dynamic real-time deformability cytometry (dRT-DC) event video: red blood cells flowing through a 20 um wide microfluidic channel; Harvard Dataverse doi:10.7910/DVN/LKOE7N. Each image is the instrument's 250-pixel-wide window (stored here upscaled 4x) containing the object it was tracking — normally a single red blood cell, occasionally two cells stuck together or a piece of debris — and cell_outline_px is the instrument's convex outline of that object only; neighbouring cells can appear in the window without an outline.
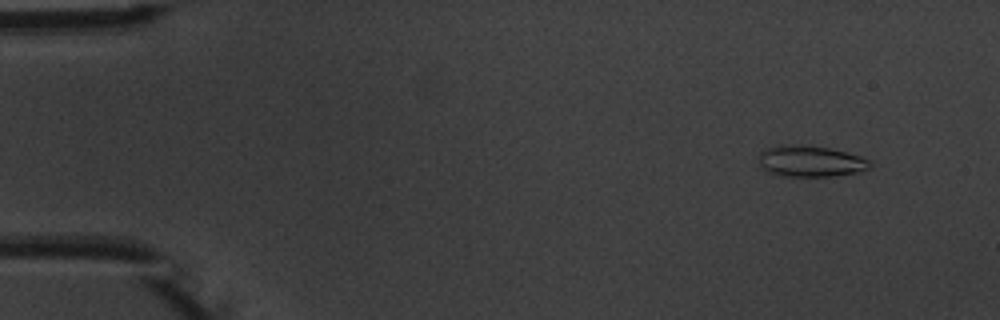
{"species": "common noctule bat (a hibernating species)", "species_latin": "Nyctalus noctula", "temperature_condition": "warm", "stored_images_in_passage": 4, "camera_frame_rate_fps": 3000, "um_per_image_px": 0.085, "animal": {"sex": "male", "body_mass_g": 20.1, "forearm_length_mm": 53.5}, "frame": {"image": 1, "passage_image": 1, "time_ms": 0.0, "image_size_px": [1000, 320], "cell_outline_px": [[872, 164], [868, 168], [860, 172], [832, 176], [784, 176], [768, 172], [760, 164], [760, 152], [768, 148], [780, 144], [804, 144], [828, 148], [860, 156], [868, 160]], "centroid_in_image_um": [68.89, 13.69], "position_along_channel_um": 16.1, "area_um2": 20.11}}
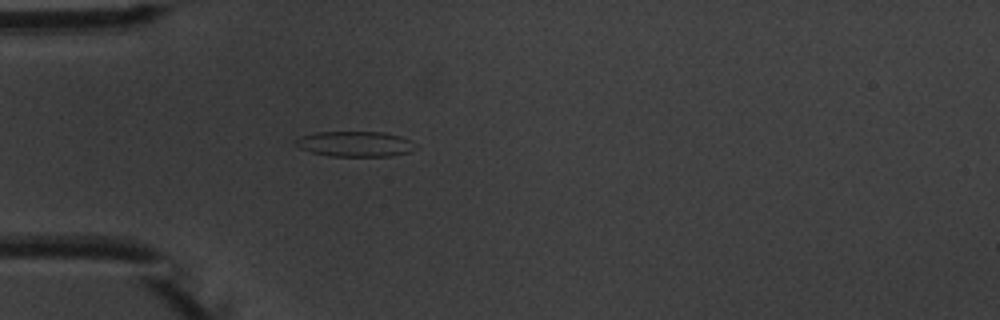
{"frame": {"image": 2, "passage_image": 4, "time_ms": 3.667, "image_size_px": [1000, 320], "cell_outline_px": [[416, 148], [408, 152], [388, 156], [332, 156], [312, 152], [300, 148], [296, 144], [296, 140], [300, 136], [316, 132], [384, 132], [400, 136], [408, 140]], "centroid_in_image_um": [30.15, 12.23], "position_along_channel_um": 54.8, "area_um2": 17.4}}